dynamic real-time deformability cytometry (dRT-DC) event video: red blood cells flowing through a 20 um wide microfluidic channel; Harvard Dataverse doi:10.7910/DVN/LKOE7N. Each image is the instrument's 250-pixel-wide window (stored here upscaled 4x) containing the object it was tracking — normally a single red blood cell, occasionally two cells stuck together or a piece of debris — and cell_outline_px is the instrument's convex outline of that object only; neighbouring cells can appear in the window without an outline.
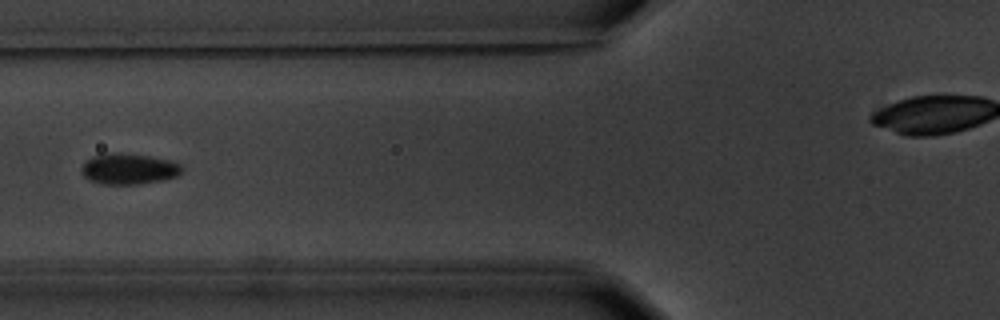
{"species": "common noctule bat (a hibernating species)", "species_latin": "Nyctalus noctula", "temperature_condition": "warm", "stored_images_in_passage": 8, "camera_frame_rate_fps": 3000, "um_per_image_px": 0.085, "animal": {"sex": "male", "body_mass_g": 20.1, "forearm_length_mm": 53.5}, "frame": {"image": 1, "passage_image": 7, "time_ms": 7.0, "image_size_px": [1000, 320], "cell_outline_px": [[184, 172], [176, 176], [164, 180], [140, 184], [104, 184], [88, 180], [80, 172], [80, 168], [84, 160], [92, 156], [148, 156], [172, 160], [180, 164], [184, 168]], "centroid_in_image_um": [10.98, 14.41], "position_along_channel_um": 114.8, "area_um2": 17.57}}